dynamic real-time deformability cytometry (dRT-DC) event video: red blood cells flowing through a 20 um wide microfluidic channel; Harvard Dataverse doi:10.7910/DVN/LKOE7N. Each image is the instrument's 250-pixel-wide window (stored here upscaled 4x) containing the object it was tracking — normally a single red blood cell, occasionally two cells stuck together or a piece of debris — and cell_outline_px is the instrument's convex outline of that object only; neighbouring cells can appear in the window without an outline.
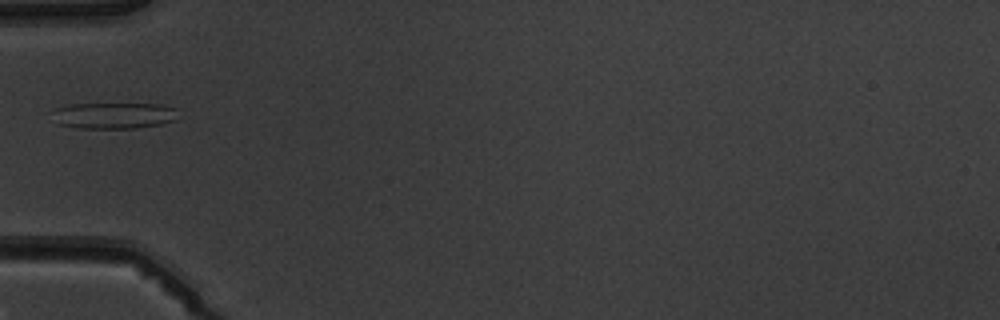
{"species": "common noctule bat (a hibernating species)", "species_latin": "Nyctalus noctula", "temperature_condition": "warm", "stored_images_in_passage": 5, "camera_frame_rate_fps": 3000, "um_per_image_px": 0.085, "animal": {"sex": "male", "body_mass_g": 19.5, "forearm_length_mm": 54.6}, "frame": {"image": 1, "passage_image": 5, "time_ms": 5.667, "image_size_px": [1000, 320], "cell_outline_px": [[176, 120], [160, 124], [136, 128], [76, 128], [56, 124], [56, 108], [72, 104], [160, 104], [176, 108]], "centroid_in_image_um": [9.71, 9.82], "position_along_channel_um": 75.3, "area_um2": 19.02}}